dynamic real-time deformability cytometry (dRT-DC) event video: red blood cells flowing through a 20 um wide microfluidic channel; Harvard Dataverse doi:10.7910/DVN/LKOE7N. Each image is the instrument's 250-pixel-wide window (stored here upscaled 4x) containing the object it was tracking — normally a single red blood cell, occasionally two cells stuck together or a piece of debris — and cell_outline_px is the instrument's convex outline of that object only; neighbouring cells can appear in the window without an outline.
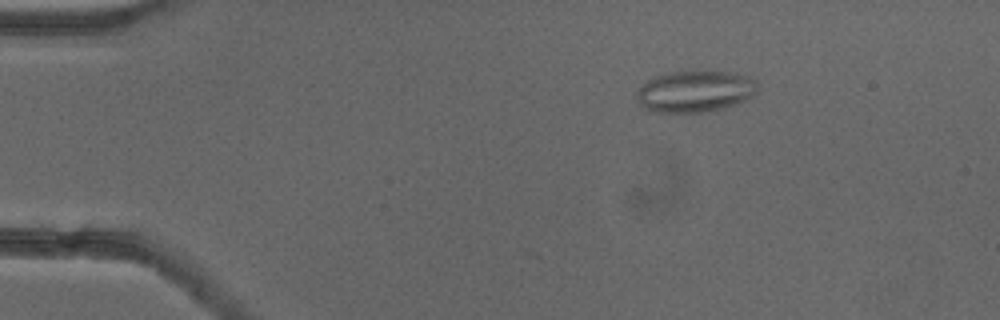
{"species": "common noctule bat (a hibernating species)", "species_latin": "Nyctalus noctula", "temperature_condition": "cold", "stored_images_in_passage": 6, "camera_frame_rate_fps": 3000, "um_per_image_px": 0.085, "animal": {"sex": "female"}, "frame": {"image": 1, "passage_image": 1, "time_ms": 0.0, "image_size_px": [1000, 320], "cell_outline_px": [[756, 92], [752, 96], [744, 100], [724, 108], [708, 112], [660, 112], [644, 108], [640, 104], [636, 96], [636, 92], [648, 80], [656, 76], [668, 72], [688, 68], [712, 68], [732, 72], [748, 76], [756, 80]], "centroid_in_image_um": [59.1, 7.7], "position_along_channel_um": 25.9, "area_um2": 30.17}}